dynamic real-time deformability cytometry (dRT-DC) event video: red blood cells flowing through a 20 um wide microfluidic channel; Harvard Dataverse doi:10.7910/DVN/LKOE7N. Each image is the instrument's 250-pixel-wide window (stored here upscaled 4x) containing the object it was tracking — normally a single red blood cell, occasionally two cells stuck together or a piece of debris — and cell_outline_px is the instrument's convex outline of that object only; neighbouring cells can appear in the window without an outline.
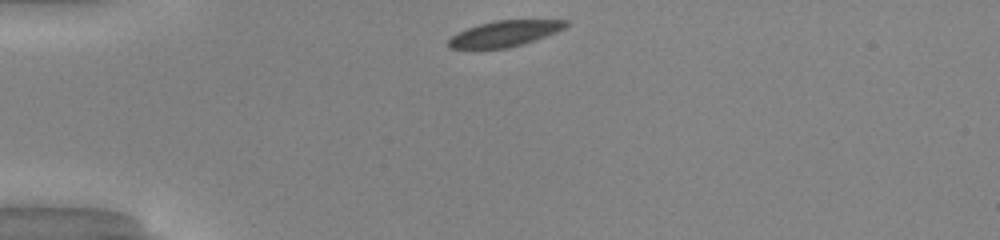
{"species": "common noctule bat (a hibernating species)", "species_latin": "Nyctalus noctula", "temperature_condition": "warm", "stored_images_in_passage": 31, "camera_frame_rate_fps": 3000, "um_per_image_px": 0.085, "animal": {"sex": "male", "body_mass_g": 20.0, "forearm_length_mm": 53.3}, "frame": {"image": 1, "passage_image": 1, "time_ms": 0.0, "image_size_px": [1000, 240], "cell_outline_px": [[568, 24], [564, 28], [556, 32], [524, 44], [508, 48], [448, 48], [448, 40], [452, 36], [468, 28], [480, 24], [496, 20], [568, 20]], "centroid_in_image_um": [42.92, 2.85], "position_along_channel_um": 42.1, "area_um2": 17.4}}
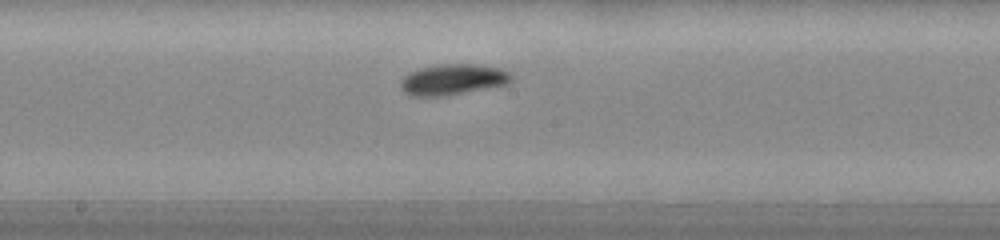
{"frame": {"image": 2, "passage_image": 16, "time_ms": 5.0, "image_size_px": [1000, 240], "cell_outline_px": [[512, 80], [508, 84], [444, 96], [408, 96], [400, 88], [400, 80], [404, 76], [420, 68], [440, 64], [476, 64], [500, 68], [512, 72]], "centroid_in_image_um": [38.5, 6.76], "position_along_channel_um": 209.7, "area_um2": 20.0}}
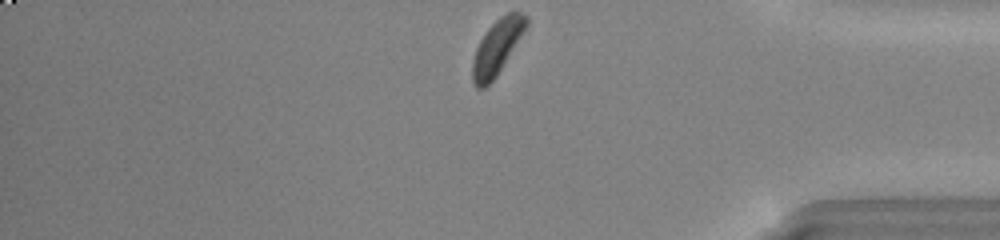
{"frame": {"image": 3, "passage_image": 31, "time_ms": 10.0, "image_size_px": [1000, 240], "cell_outline_px": [[528, 24], [496, 76], [484, 88], [476, 88], [472, 80], [472, 60], [476, 48], [484, 32], [500, 16], [508, 12], [520, 12], [528, 16]], "centroid_in_image_um": [42.22, 3.99], "position_along_channel_um": 393.0, "area_um2": 16.88}, "authors_computed_cell_mechanics": {"area_um2": 19.0162, "velocity_mm_per_s": 4.0555, "shape_relaxation_time_tau1_ms": 1.694, "shape_relaxation_time_tau2_ms": null, "deformation_change_tau1": 0.0947, "deformation_change_tau2": null}}